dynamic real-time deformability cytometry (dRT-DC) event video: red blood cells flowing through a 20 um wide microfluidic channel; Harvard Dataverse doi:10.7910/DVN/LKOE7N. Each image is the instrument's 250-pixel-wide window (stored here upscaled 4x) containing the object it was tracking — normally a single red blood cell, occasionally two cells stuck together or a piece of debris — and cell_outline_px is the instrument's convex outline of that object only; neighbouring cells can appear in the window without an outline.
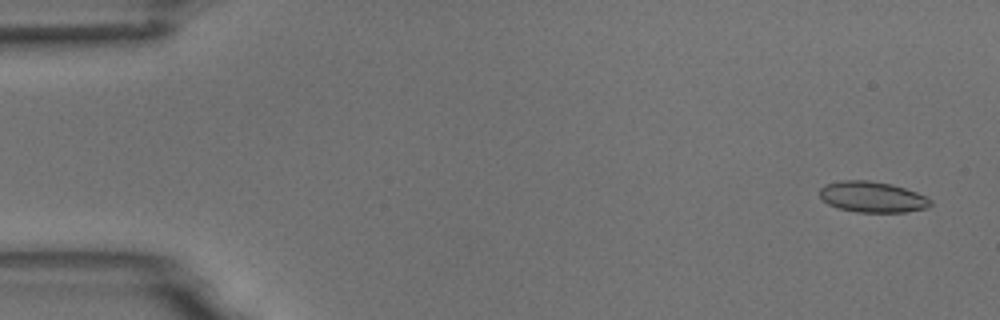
{"species": "common noctule bat (a hibernating species)", "species_latin": "Nyctalus noctula", "temperature_condition": "room temperature", "stored_images_in_passage": 5, "camera_frame_rate_fps": 3000, "um_per_image_px": 0.085, "animal": {"sex": "male", "body_mass_g": 18.8}, "frame": {"image": 1, "passage_image": 1, "time_ms": 0.0, "image_size_px": [1000, 320], "cell_outline_px": [[932, 204], [928, 208], [904, 212], [856, 212], [840, 208], [828, 204], [820, 196], [820, 188], [824, 184], [840, 180], [868, 180], [892, 184], [916, 192], [932, 200]], "centroid_in_image_um": [74.15, 16.73], "position_along_channel_um": 10.9, "area_um2": 19.94}}
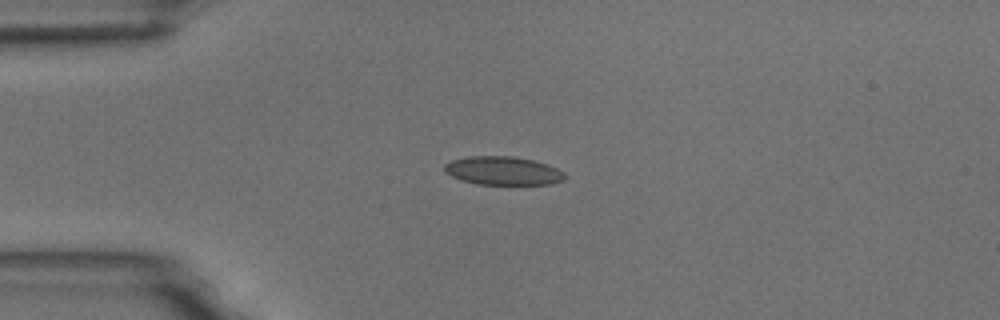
{"frame": {"image": 2, "passage_image": 4, "time_ms": 3.667, "image_size_px": [1000, 320], "cell_outline_px": [[564, 180], [552, 184], [476, 184], [460, 180], [444, 172], [444, 164], [452, 160], [468, 156], [512, 156], [532, 160], [548, 164], [564, 172]], "centroid_in_image_um": [42.73, 14.51], "position_along_channel_um": 42.3, "area_um2": 20.0}}